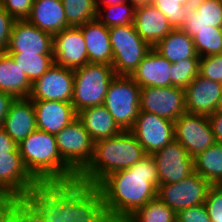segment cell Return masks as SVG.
I'll list each match as a JSON object with an SVG mask.
<instances>
[{"label":"cell","instance_id":"obj_11","mask_svg":"<svg viewBox=\"0 0 222 222\" xmlns=\"http://www.w3.org/2000/svg\"><path fill=\"white\" fill-rule=\"evenodd\" d=\"M151 155L156 165L159 185L180 182L194 172L193 157L176 140Z\"/></svg>","mask_w":222,"mask_h":222},{"label":"cell","instance_id":"obj_5","mask_svg":"<svg viewBox=\"0 0 222 222\" xmlns=\"http://www.w3.org/2000/svg\"><path fill=\"white\" fill-rule=\"evenodd\" d=\"M109 36L114 73L116 76H131L153 47L137 34L134 24L111 27Z\"/></svg>","mask_w":222,"mask_h":222},{"label":"cell","instance_id":"obj_25","mask_svg":"<svg viewBox=\"0 0 222 222\" xmlns=\"http://www.w3.org/2000/svg\"><path fill=\"white\" fill-rule=\"evenodd\" d=\"M27 20L52 36L71 27L67 22L62 0H34Z\"/></svg>","mask_w":222,"mask_h":222},{"label":"cell","instance_id":"obj_34","mask_svg":"<svg viewBox=\"0 0 222 222\" xmlns=\"http://www.w3.org/2000/svg\"><path fill=\"white\" fill-rule=\"evenodd\" d=\"M67 22L72 27L96 19L97 7L95 0H62Z\"/></svg>","mask_w":222,"mask_h":222},{"label":"cell","instance_id":"obj_22","mask_svg":"<svg viewBox=\"0 0 222 222\" xmlns=\"http://www.w3.org/2000/svg\"><path fill=\"white\" fill-rule=\"evenodd\" d=\"M133 24L137 34L152 47L174 29L167 17L153 5L137 7Z\"/></svg>","mask_w":222,"mask_h":222},{"label":"cell","instance_id":"obj_41","mask_svg":"<svg viewBox=\"0 0 222 222\" xmlns=\"http://www.w3.org/2000/svg\"><path fill=\"white\" fill-rule=\"evenodd\" d=\"M64 218L66 222H76V181L64 183Z\"/></svg>","mask_w":222,"mask_h":222},{"label":"cell","instance_id":"obj_15","mask_svg":"<svg viewBox=\"0 0 222 222\" xmlns=\"http://www.w3.org/2000/svg\"><path fill=\"white\" fill-rule=\"evenodd\" d=\"M7 53L53 54V36L27 19L15 20Z\"/></svg>","mask_w":222,"mask_h":222},{"label":"cell","instance_id":"obj_37","mask_svg":"<svg viewBox=\"0 0 222 222\" xmlns=\"http://www.w3.org/2000/svg\"><path fill=\"white\" fill-rule=\"evenodd\" d=\"M152 5L159 9L173 28L180 29L186 21L190 6H184L179 0H153Z\"/></svg>","mask_w":222,"mask_h":222},{"label":"cell","instance_id":"obj_45","mask_svg":"<svg viewBox=\"0 0 222 222\" xmlns=\"http://www.w3.org/2000/svg\"><path fill=\"white\" fill-rule=\"evenodd\" d=\"M18 196L8 193L0 192V222H6L9 211L16 204Z\"/></svg>","mask_w":222,"mask_h":222},{"label":"cell","instance_id":"obj_17","mask_svg":"<svg viewBox=\"0 0 222 222\" xmlns=\"http://www.w3.org/2000/svg\"><path fill=\"white\" fill-rule=\"evenodd\" d=\"M38 184L26 169L20 153L0 155V192L24 197Z\"/></svg>","mask_w":222,"mask_h":222},{"label":"cell","instance_id":"obj_2","mask_svg":"<svg viewBox=\"0 0 222 222\" xmlns=\"http://www.w3.org/2000/svg\"><path fill=\"white\" fill-rule=\"evenodd\" d=\"M147 154L130 130L94 143L91 162L77 181L97 187L107 176L130 168Z\"/></svg>","mask_w":222,"mask_h":222},{"label":"cell","instance_id":"obj_30","mask_svg":"<svg viewBox=\"0 0 222 222\" xmlns=\"http://www.w3.org/2000/svg\"><path fill=\"white\" fill-rule=\"evenodd\" d=\"M194 171L211 185L222 182V143H214L193 157Z\"/></svg>","mask_w":222,"mask_h":222},{"label":"cell","instance_id":"obj_47","mask_svg":"<svg viewBox=\"0 0 222 222\" xmlns=\"http://www.w3.org/2000/svg\"><path fill=\"white\" fill-rule=\"evenodd\" d=\"M214 133L215 141L222 143V112H214L207 116Z\"/></svg>","mask_w":222,"mask_h":222},{"label":"cell","instance_id":"obj_26","mask_svg":"<svg viewBox=\"0 0 222 222\" xmlns=\"http://www.w3.org/2000/svg\"><path fill=\"white\" fill-rule=\"evenodd\" d=\"M77 118L88 131L94 143L118 135L123 131L103 104L80 110L77 113Z\"/></svg>","mask_w":222,"mask_h":222},{"label":"cell","instance_id":"obj_23","mask_svg":"<svg viewBox=\"0 0 222 222\" xmlns=\"http://www.w3.org/2000/svg\"><path fill=\"white\" fill-rule=\"evenodd\" d=\"M171 64L152 48L130 77L141 88L169 87L171 86Z\"/></svg>","mask_w":222,"mask_h":222},{"label":"cell","instance_id":"obj_51","mask_svg":"<svg viewBox=\"0 0 222 222\" xmlns=\"http://www.w3.org/2000/svg\"><path fill=\"white\" fill-rule=\"evenodd\" d=\"M135 8L152 5L153 0H128Z\"/></svg>","mask_w":222,"mask_h":222},{"label":"cell","instance_id":"obj_29","mask_svg":"<svg viewBox=\"0 0 222 222\" xmlns=\"http://www.w3.org/2000/svg\"><path fill=\"white\" fill-rule=\"evenodd\" d=\"M153 49L170 63H176L188 58H200L196 53L193 38L178 28H174Z\"/></svg>","mask_w":222,"mask_h":222},{"label":"cell","instance_id":"obj_24","mask_svg":"<svg viewBox=\"0 0 222 222\" xmlns=\"http://www.w3.org/2000/svg\"><path fill=\"white\" fill-rule=\"evenodd\" d=\"M86 44L89 63L113 62L112 46L110 43L109 27H106L97 18L78 26Z\"/></svg>","mask_w":222,"mask_h":222},{"label":"cell","instance_id":"obj_12","mask_svg":"<svg viewBox=\"0 0 222 222\" xmlns=\"http://www.w3.org/2000/svg\"><path fill=\"white\" fill-rule=\"evenodd\" d=\"M130 131L149 155L174 140V122L149 112L139 111Z\"/></svg>","mask_w":222,"mask_h":222},{"label":"cell","instance_id":"obj_40","mask_svg":"<svg viewBox=\"0 0 222 222\" xmlns=\"http://www.w3.org/2000/svg\"><path fill=\"white\" fill-rule=\"evenodd\" d=\"M34 0H0V6L15 20L27 19L31 13Z\"/></svg>","mask_w":222,"mask_h":222},{"label":"cell","instance_id":"obj_48","mask_svg":"<svg viewBox=\"0 0 222 222\" xmlns=\"http://www.w3.org/2000/svg\"><path fill=\"white\" fill-rule=\"evenodd\" d=\"M14 100L15 97L12 95L0 91V128H2L3 122Z\"/></svg>","mask_w":222,"mask_h":222},{"label":"cell","instance_id":"obj_13","mask_svg":"<svg viewBox=\"0 0 222 222\" xmlns=\"http://www.w3.org/2000/svg\"><path fill=\"white\" fill-rule=\"evenodd\" d=\"M74 70L54 64L32 84V101L49 100L70 102L73 97Z\"/></svg>","mask_w":222,"mask_h":222},{"label":"cell","instance_id":"obj_21","mask_svg":"<svg viewBox=\"0 0 222 222\" xmlns=\"http://www.w3.org/2000/svg\"><path fill=\"white\" fill-rule=\"evenodd\" d=\"M191 38L198 30L222 29V4L220 0H197L189 8L186 21L180 28Z\"/></svg>","mask_w":222,"mask_h":222},{"label":"cell","instance_id":"obj_42","mask_svg":"<svg viewBox=\"0 0 222 222\" xmlns=\"http://www.w3.org/2000/svg\"><path fill=\"white\" fill-rule=\"evenodd\" d=\"M176 219L179 222H211L204 204L180 210Z\"/></svg>","mask_w":222,"mask_h":222},{"label":"cell","instance_id":"obj_49","mask_svg":"<svg viewBox=\"0 0 222 222\" xmlns=\"http://www.w3.org/2000/svg\"><path fill=\"white\" fill-rule=\"evenodd\" d=\"M6 222H29V219L16 205H14L8 213Z\"/></svg>","mask_w":222,"mask_h":222},{"label":"cell","instance_id":"obj_4","mask_svg":"<svg viewBox=\"0 0 222 222\" xmlns=\"http://www.w3.org/2000/svg\"><path fill=\"white\" fill-rule=\"evenodd\" d=\"M115 76L112 65L104 63H87L75 69L71 101L74 110L78 113L84 108L102 105Z\"/></svg>","mask_w":222,"mask_h":222},{"label":"cell","instance_id":"obj_44","mask_svg":"<svg viewBox=\"0 0 222 222\" xmlns=\"http://www.w3.org/2000/svg\"><path fill=\"white\" fill-rule=\"evenodd\" d=\"M15 205L28 217L29 222H44L38 210L25 197H18Z\"/></svg>","mask_w":222,"mask_h":222},{"label":"cell","instance_id":"obj_3","mask_svg":"<svg viewBox=\"0 0 222 222\" xmlns=\"http://www.w3.org/2000/svg\"><path fill=\"white\" fill-rule=\"evenodd\" d=\"M29 174L39 183H71L78 174L62 159L54 134L36 129L18 144Z\"/></svg>","mask_w":222,"mask_h":222},{"label":"cell","instance_id":"obj_7","mask_svg":"<svg viewBox=\"0 0 222 222\" xmlns=\"http://www.w3.org/2000/svg\"><path fill=\"white\" fill-rule=\"evenodd\" d=\"M62 159L79 175L91 162L94 142L81 121L76 118L55 135Z\"/></svg>","mask_w":222,"mask_h":222},{"label":"cell","instance_id":"obj_28","mask_svg":"<svg viewBox=\"0 0 222 222\" xmlns=\"http://www.w3.org/2000/svg\"><path fill=\"white\" fill-rule=\"evenodd\" d=\"M76 221H110L100 190L76 181Z\"/></svg>","mask_w":222,"mask_h":222},{"label":"cell","instance_id":"obj_16","mask_svg":"<svg viewBox=\"0 0 222 222\" xmlns=\"http://www.w3.org/2000/svg\"><path fill=\"white\" fill-rule=\"evenodd\" d=\"M185 90L187 113L211 115L216 112L222 94V84L198 74Z\"/></svg>","mask_w":222,"mask_h":222},{"label":"cell","instance_id":"obj_18","mask_svg":"<svg viewBox=\"0 0 222 222\" xmlns=\"http://www.w3.org/2000/svg\"><path fill=\"white\" fill-rule=\"evenodd\" d=\"M41 214L44 222L64 221V183L38 184L24 196Z\"/></svg>","mask_w":222,"mask_h":222},{"label":"cell","instance_id":"obj_54","mask_svg":"<svg viewBox=\"0 0 222 222\" xmlns=\"http://www.w3.org/2000/svg\"><path fill=\"white\" fill-rule=\"evenodd\" d=\"M76 222H110V221H76Z\"/></svg>","mask_w":222,"mask_h":222},{"label":"cell","instance_id":"obj_39","mask_svg":"<svg viewBox=\"0 0 222 222\" xmlns=\"http://www.w3.org/2000/svg\"><path fill=\"white\" fill-rule=\"evenodd\" d=\"M211 222H222V188L211 185L204 203Z\"/></svg>","mask_w":222,"mask_h":222},{"label":"cell","instance_id":"obj_36","mask_svg":"<svg viewBox=\"0 0 222 222\" xmlns=\"http://www.w3.org/2000/svg\"><path fill=\"white\" fill-rule=\"evenodd\" d=\"M200 58H188L171 64V86L185 89L199 74Z\"/></svg>","mask_w":222,"mask_h":222},{"label":"cell","instance_id":"obj_20","mask_svg":"<svg viewBox=\"0 0 222 222\" xmlns=\"http://www.w3.org/2000/svg\"><path fill=\"white\" fill-rule=\"evenodd\" d=\"M2 129L17 144L37 129L34 104L29 97L15 98L3 122Z\"/></svg>","mask_w":222,"mask_h":222},{"label":"cell","instance_id":"obj_8","mask_svg":"<svg viewBox=\"0 0 222 222\" xmlns=\"http://www.w3.org/2000/svg\"><path fill=\"white\" fill-rule=\"evenodd\" d=\"M211 184L197 172L174 184H160L157 197L176 214L183 209L204 204Z\"/></svg>","mask_w":222,"mask_h":222},{"label":"cell","instance_id":"obj_38","mask_svg":"<svg viewBox=\"0 0 222 222\" xmlns=\"http://www.w3.org/2000/svg\"><path fill=\"white\" fill-rule=\"evenodd\" d=\"M199 74L222 83V54L200 57Z\"/></svg>","mask_w":222,"mask_h":222},{"label":"cell","instance_id":"obj_33","mask_svg":"<svg viewBox=\"0 0 222 222\" xmlns=\"http://www.w3.org/2000/svg\"><path fill=\"white\" fill-rule=\"evenodd\" d=\"M176 213L158 197L135 211L124 222H174Z\"/></svg>","mask_w":222,"mask_h":222},{"label":"cell","instance_id":"obj_43","mask_svg":"<svg viewBox=\"0 0 222 222\" xmlns=\"http://www.w3.org/2000/svg\"><path fill=\"white\" fill-rule=\"evenodd\" d=\"M15 19L0 6V53L6 52Z\"/></svg>","mask_w":222,"mask_h":222},{"label":"cell","instance_id":"obj_52","mask_svg":"<svg viewBox=\"0 0 222 222\" xmlns=\"http://www.w3.org/2000/svg\"><path fill=\"white\" fill-rule=\"evenodd\" d=\"M179 2L181 4H183L184 6H193V3L195 2L194 0H179Z\"/></svg>","mask_w":222,"mask_h":222},{"label":"cell","instance_id":"obj_6","mask_svg":"<svg viewBox=\"0 0 222 222\" xmlns=\"http://www.w3.org/2000/svg\"><path fill=\"white\" fill-rule=\"evenodd\" d=\"M141 87L130 76H115L103 105L123 130H131L140 111Z\"/></svg>","mask_w":222,"mask_h":222},{"label":"cell","instance_id":"obj_27","mask_svg":"<svg viewBox=\"0 0 222 222\" xmlns=\"http://www.w3.org/2000/svg\"><path fill=\"white\" fill-rule=\"evenodd\" d=\"M32 83L7 52L0 53V91L15 98H27Z\"/></svg>","mask_w":222,"mask_h":222},{"label":"cell","instance_id":"obj_53","mask_svg":"<svg viewBox=\"0 0 222 222\" xmlns=\"http://www.w3.org/2000/svg\"><path fill=\"white\" fill-rule=\"evenodd\" d=\"M216 111L222 112V94H221L219 104H218V107H217Z\"/></svg>","mask_w":222,"mask_h":222},{"label":"cell","instance_id":"obj_9","mask_svg":"<svg viewBox=\"0 0 222 222\" xmlns=\"http://www.w3.org/2000/svg\"><path fill=\"white\" fill-rule=\"evenodd\" d=\"M174 140L178 141L191 157L216 143L208 117L187 112L174 122Z\"/></svg>","mask_w":222,"mask_h":222},{"label":"cell","instance_id":"obj_14","mask_svg":"<svg viewBox=\"0 0 222 222\" xmlns=\"http://www.w3.org/2000/svg\"><path fill=\"white\" fill-rule=\"evenodd\" d=\"M54 63L75 70L88 62L83 33L79 27H69L53 36Z\"/></svg>","mask_w":222,"mask_h":222},{"label":"cell","instance_id":"obj_32","mask_svg":"<svg viewBox=\"0 0 222 222\" xmlns=\"http://www.w3.org/2000/svg\"><path fill=\"white\" fill-rule=\"evenodd\" d=\"M96 7V18L106 27L126 26L134 23L136 8L129 1Z\"/></svg>","mask_w":222,"mask_h":222},{"label":"cell","instance_id":"obj_10","mask_svg":"<svg viewBox=\"0 0 222 222\" xmlns=\"http://www.w3.org/2000/svg\"><path fill=\"white\" fill-rule=\"evenodd\" d=\"M140 111L153 113L175 122L186 113L185 90L176 86L142 87L140 91Z\"/></svg>","mask_w":222,"mask_h":222},{"label":"cell","instance_id":"obj_31","mask_svg":"<svg viewBox=\"0 0 222 222\" xmlns=\"http://www.w3.org/2000/svg\"><path fill=\"white\" fill-rule=\"evenodd\" d=\"M33 84L55 63L53 54L8 53Z\"/></svg>","mask_w":222,"mask_h":222},{"label":"cell","instance_id":"obj_35","mask_svg":"<svg viewBox=\"0 0 222 222\" xmlns=\"http://www.w3.org/2000/svg\"><path fill=\"white\" fill-rule=\"evenodd\" d=\"M193 42L199 57L222 54V29L198 30Z\"/></svg>","mask_w":222,"mask_h":222},{"label":"cell","instance_id":"obj_50","mask_svg":"<svg viewBox=\"0 0 222 222\" xmlns=\"http://www.w3.org/2000/svg\"><path fill=\"white\" fill-rule=\"evenodd\" d=\"M128 0H95L96 6L116 5Z\"/></svg>","mask_w":222,"mask_h":222},{"label":"cell","instance_id":"obj_46","mask_svg":"<svg viewBox=\"0 0 222 222\" xmlns=\"http://www.w3.org/2000/svg\"><path fill=\"white\" fill-rule=\"evenodd\" d=\"M7 153H19L18 144L0 128V155Z\"/></svg>","mask_w":222,"mask_h":222},{"label":"cell","instance_id":"obj_1","mask_svg":"<svg viewBox=\"0 0 222 222\" xmlns=\"http://www.w3.org/2000/svg\"><path fill=\"white\" fill-rule=\"evenodd\" d=\"M158 186L154 159L147 154L132 167L107 176L97 188L102 194L110 222H124L157 197Z\"/></svg>","mask_w":222,"mask_h":222},{"label":"cell","instance_id":"obj_19","mask_svg":"<svg viewBox=\"0 0 222 222\" xmlns=\"http://www.w3.org/2000/svg\"><path fill=\"white\" fill-rule=\"evenodd\" d=\"M32 102L37 129L47 133L56 135L77 118V112L70 102L49 100Z\"/></svg>","mask_w":222,"mask_h":222}]
</instances>
